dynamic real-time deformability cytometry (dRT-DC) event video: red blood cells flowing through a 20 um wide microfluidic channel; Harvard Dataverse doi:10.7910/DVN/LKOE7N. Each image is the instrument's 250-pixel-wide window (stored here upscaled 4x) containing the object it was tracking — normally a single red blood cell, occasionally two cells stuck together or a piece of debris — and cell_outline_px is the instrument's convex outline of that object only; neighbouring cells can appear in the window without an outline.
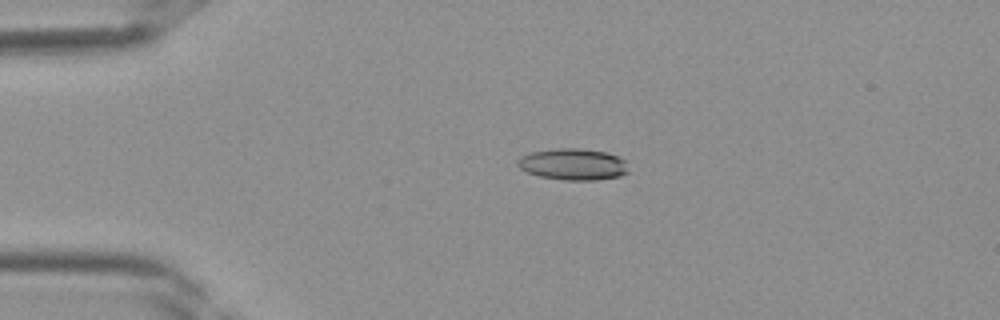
{"species": "Egyptian fruit bat (a non-hibernating species)", "species_latin": "Rousettus aegyptiacus", "temperature_condition": "room temperature", "stored_images_in_passage": 39, "camera_frame_rate_fps": 3000, "um_per_image_px": 0.085, "frame": {"image": 1, "passage_image": 9, "time_ms": 2.667, "image_size_px": [1000, 320], "cell_outline_px": [[628, 172], [620, 176], [596, 180], [564, 180], [540, 176], [528, 172], [520, 168], [516, 164], [516, 160], [520, 156], [532, 152], [556, 148], [580, 148], [608, 152], [620, 156], [624, 160]], "centroid_in_image_um": [48.71, 13.95], "position_along_channel_um": 36.3, "area_um2": 20.46}}
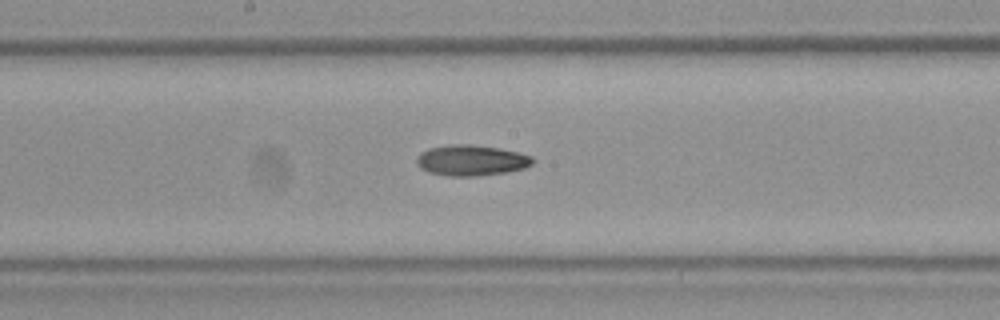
{"frame": {"image": 2, "passage_image": 21, "time_ms": 6.667, "image_size_px": [1000, 320], "cell_outline_px": [[536, 160], [532, 164], [524, 168], [504, 172], [476, 176], [448, 176], [428, 172], [420, 168], [416, 164], [416, 156], [420, 152], [428, 148], [448, 144], [468, 144], [500, 148], [520, 152], [532, 156]], "centroid_in_image_um": [40.04, 13.62], "position_along_channel_um": 208.2, "area_um2": 21.04}}
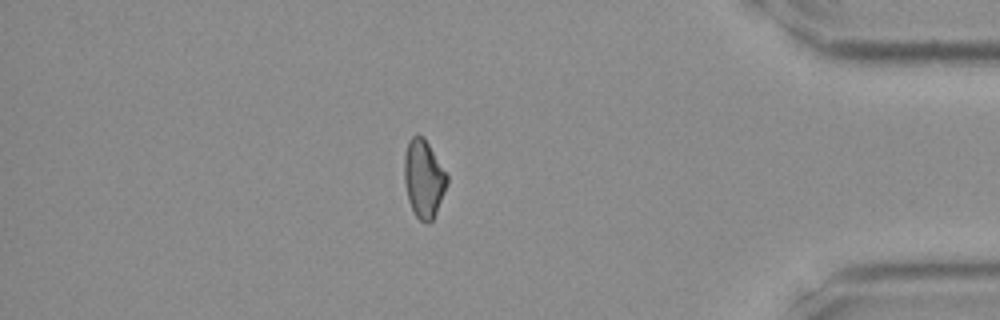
{"frame": {"image": 3, "passage_image": 34, "time_ms": 11.0, "image_size_px": [1000, 320], "cell_outline_px": [[448, 184], [436, 212], [432, 220], [428, 224], [420, 220], [416, 216], [408, 200], [404, 180], [404, 156], [408, 140], [412, 136], [424, 136], [448, 176]], "centroid_in_image_um": [36.01, 15.18], "position_along_channel_um": 399.2, "area_um2": 19.36}}